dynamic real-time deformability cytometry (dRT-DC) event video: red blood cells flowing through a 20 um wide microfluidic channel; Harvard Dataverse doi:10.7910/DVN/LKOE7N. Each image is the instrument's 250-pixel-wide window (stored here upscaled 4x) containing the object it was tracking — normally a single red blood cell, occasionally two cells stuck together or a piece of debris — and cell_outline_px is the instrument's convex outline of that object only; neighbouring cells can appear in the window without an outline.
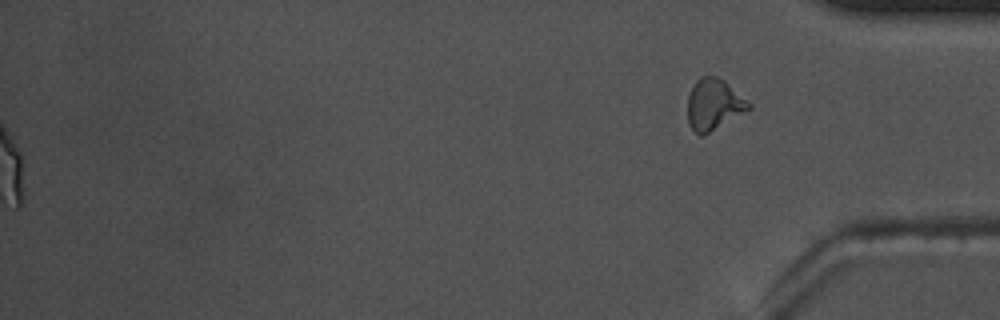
{"species": "common noctule bat (a hibernating species)", "species_latin": "Nyctalus noctula", "temperature_condition": "warm", "stored_images_in_passage": 56, "segment_of_instrument_passage": [2, 2], "camera_frame_rate_fps": 3000, "um_per_image_px": 0.085, "animal": {"sex": "male", "body_mass_g": 17.5, "forearm_length_mm": 52.3}, "frame": {"image": 1, "passage_image": 56, "time_ms": 18.333, "image_size_px": [1000, 320], "cell_outline_px": [[752, 108], [704, 136], [700, 136], [688, 124], [688, 96], [696, 80], [704, 76], [716, 76], [724, 80], [748, 100], [752, 104]], "centroid_in_image_um": [60.69, 8.89], "position_along_channel_um": 374.5, "area_um2": 18.26}}